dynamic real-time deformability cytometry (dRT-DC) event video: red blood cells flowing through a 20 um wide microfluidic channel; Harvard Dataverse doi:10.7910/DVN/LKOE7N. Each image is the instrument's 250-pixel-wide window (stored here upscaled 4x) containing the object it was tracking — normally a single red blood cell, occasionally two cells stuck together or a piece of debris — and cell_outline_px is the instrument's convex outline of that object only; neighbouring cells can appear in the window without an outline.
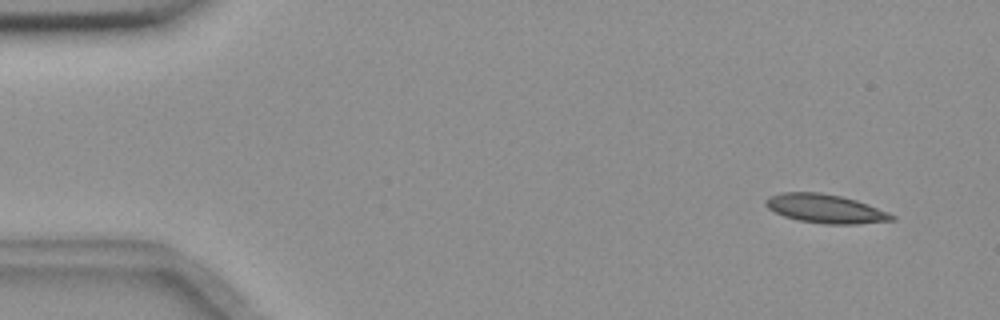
{"species": "common noctule bat (a hibernating species)", "species_latin": "Nyctalus noctula", "temperature_condition": "room temperature", "stored_images_in_passage": 56, "camera_frame_rate_fps": 3000, "um_per_image_px": 0.085, "animal": {"sex": "female", "body_mass_g": 18.4}, "frame": {"image": 1, "passage_image": 4, "time_ms": 1.0, "image_size_px": [1000, 320], "cell_outline_px": [[896, 220], [856, 224], [824, 224], [796, 220], [784, 216], [768, 208], [764, 204], [764, 200], [768, 196], [780, 192], [820, 192], [840, 196], [856, 200], [868, 204], [888, 212], [896, 216]], "centroid_in_image_um": [70.14, 17.73], "position_along_channel_um": 14.9, "area_um2": 21.33}}
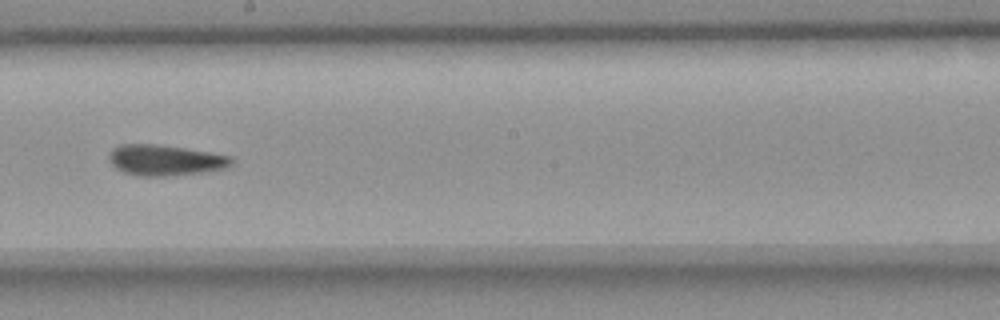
{"frame": {"image": 2, "passage_image": 31, "time_ms": 10.0, "image_size_px": [1000, 320], "cell_outline_px": [[232, 164], [228, 168], [208, 172], [168, 176], [136, 176], [124, 172], [116, 168], [108, 160], [108, 156], [112, 148], [120, 144], [156, 144], [184, 148], [232, 156]], "centroid_in_image_um": [14.04, 13.62], "position_along_channel_um": 234.2, "area_um2": 22.2}}
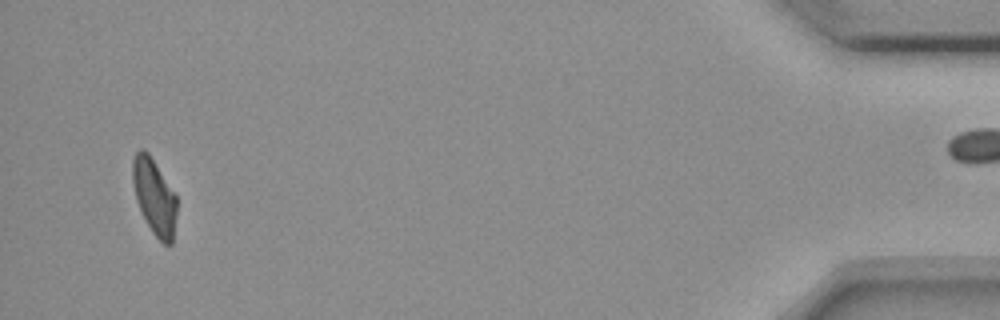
{"frame": {"image": 3, "passage_image": 53, "time_ms": 17.333, "image_size_px": [1000, 320], "cell_outline_px": [[176, 212], [172, 244], [164, 244], [152, 232], [140, 212], [136, 200], [132, 180], [132, 160], [136, 152], [140, 148], [144, 148], [148, 152], [176, 192]], "centroid_in_image_um": [13.11, 16.68], "position_along_channel_um": 422.1, "area_um2": 19.77}}